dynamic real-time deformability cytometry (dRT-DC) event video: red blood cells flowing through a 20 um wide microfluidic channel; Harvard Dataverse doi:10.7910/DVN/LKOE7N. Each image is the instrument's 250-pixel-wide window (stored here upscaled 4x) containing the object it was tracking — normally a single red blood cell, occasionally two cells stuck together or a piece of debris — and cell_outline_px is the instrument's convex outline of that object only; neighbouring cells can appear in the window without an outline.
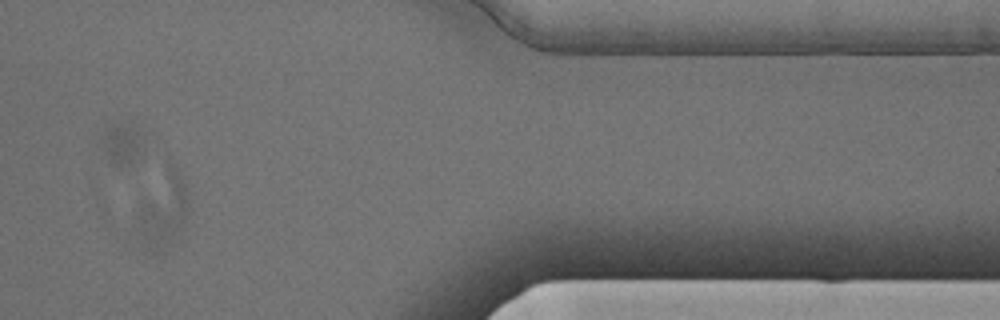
{"species": "Egyptian fruit bat (a non-hibernating species)", "species_latin": "Rousettus aegyptiacus", "temperature_condition": "cold", "stored_images_in_passage": 14, "camera_frame_rate_fps": 3000, "um_per_image_px": 0.085, "animal": {"sex": "male"}, "frame": {"image": 1, "passage_image": 12, "time_ms": 3.667, "image_size_px": [1000, 320], "cell_outline_px": [[188, 204], [184, 220], [168, 244], [144, 252], [136, 232], [136, 216], [168, 160], [180, 176], [184, 184]], "centroid_in_image_um": [13.79, 17.88], "position_along_channel_um": 397.6, "area_um2": 21.1}}